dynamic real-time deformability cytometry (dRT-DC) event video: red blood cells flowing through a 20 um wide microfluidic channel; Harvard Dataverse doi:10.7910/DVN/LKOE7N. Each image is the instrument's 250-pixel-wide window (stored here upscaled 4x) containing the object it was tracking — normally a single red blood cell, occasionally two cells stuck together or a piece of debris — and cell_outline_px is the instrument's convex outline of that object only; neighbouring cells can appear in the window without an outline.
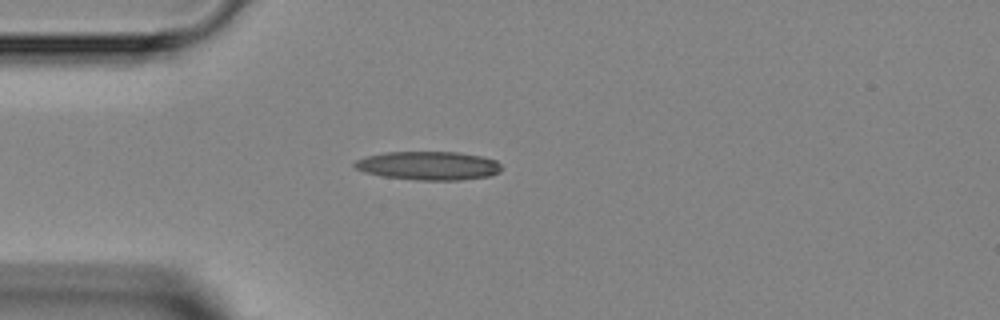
{"species": "Egyptian fruit bat (a non-hibernating species)", "species_latin": "Rousettus aegyptiacus", "temperature_condition": "room temperature", "stored_images_in_passage": 4, "camera_frame_rate_fps": 3000, "um_per_image_px": 0.085, "animal": {"sex": "female"}, "frame": {"image": 1, "passage_image": 4, "time_ms": 4.0, "image_size_px": [1000, 320], "cell_outline_px": [[500, 172], [492, 176], [460, 180], [416, 180], [380, 176], [364, 172], [356, 168], [352, 164], [356, 160], [364, 156], [384, 152], [460, 152], [480, 156], [496, 160], [500, 164]], "centroid_in_image_um": [36.4, 14.08], "position_along_channel_um": 48.6, "area_um2": 24.74}}